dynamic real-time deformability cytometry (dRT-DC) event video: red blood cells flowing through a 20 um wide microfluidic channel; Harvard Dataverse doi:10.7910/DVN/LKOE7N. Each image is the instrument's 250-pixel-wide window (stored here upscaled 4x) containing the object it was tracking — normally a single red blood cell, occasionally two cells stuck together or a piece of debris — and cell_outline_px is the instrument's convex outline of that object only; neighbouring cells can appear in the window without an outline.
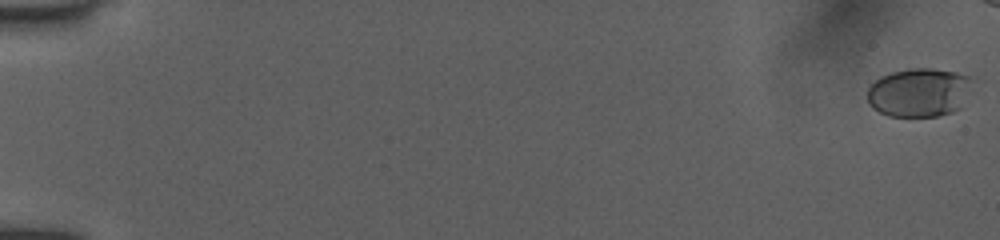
{"species": "human", "species_latin": "Homo sapiens", "temperature_condition": "room temperature", "stored_images_in_passage": 38, "camera_frame_rate_fps": 3000, "um_per_image_px": 0.085, "donor": {"sex": "female"}, "frame": {"image": 1, "passage_image": 1, "time_ms": 0.0, "image_size_px": [1000, 240], "cell_outline_px": [[976, 76], [960, 108], [952, 112], [940, 116], [888, 116], [872, 108], [868, 104], [868, 88], [880, 76], [892, 72], [908, 68], [932, 68], [956, 72]], "centroid_in_image_um": [78.15, 7.84], "position_along_channel_um": 6.8, "area_um2": 30.23}}
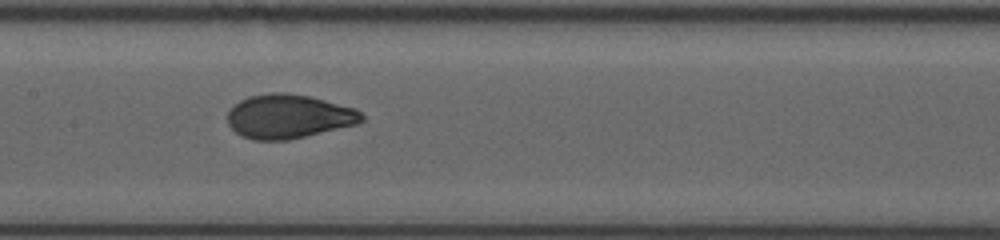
{"frame": {"image": 2, "passage_image": 22, "time_ms": 9.333, "image_size_px": [1000, 240], "cell_outline_px": [[364, 120], [356, 124], [288, 140], [252, 140], [240, 136], [228, 124], [228, 112], [240, 100], [248, 96], [268, 92], [284, 92], [308, 96], [356, 108], [364, 116]], "centroid_in_image_um": [24.52, 9.89], "position_along_channel_um": 182.9, "area_um2": 34.33}}
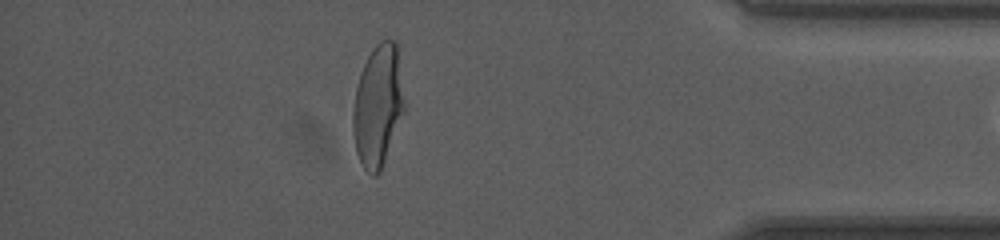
{"frame": {"image": 3, "passage_image": 37, "time_ms": 15.667, "image_size_px": [1000, 240], "cell_outline_px": [[404, 112], [380, 172], [376, 176], [372, 176], [364, 168], [356, 152], [352, 132], [352, 112], [356, 88], [360, 72], [372, 48], [380, 40], [396, 40], [404, 100]], "centroid_in_image_um": [32.1, 8.99], "position_along_channel_um": 403.1, "area_um2": 36.41}}